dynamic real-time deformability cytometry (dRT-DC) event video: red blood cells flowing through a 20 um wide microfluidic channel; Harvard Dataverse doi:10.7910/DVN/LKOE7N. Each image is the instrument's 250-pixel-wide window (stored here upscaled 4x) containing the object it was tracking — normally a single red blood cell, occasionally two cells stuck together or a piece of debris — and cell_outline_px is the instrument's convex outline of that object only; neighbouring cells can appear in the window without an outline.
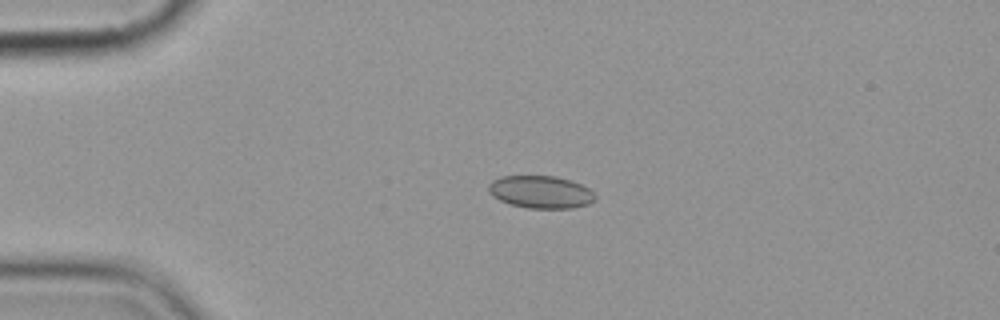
{"species": "common noctule bat (a hibernating species)", "species_latin": "Nyctalus noctula", "temperature_condition": "cold", "stored_images_in_passage": 5, "camera_frame_rate_fps": 3000, "um_per_image_px": 0.085, "animal": {"sex": "female", "body_mass_g": 19.9}, "frame": {"image": 1, "passage_image": 4, "time_ms": 4.333, "image_size_px": [1000, 320], "cell_outline_px": [[596, 200], [588, 204], [572, 208], [528, 208], [508, 204], [492, 196], [488, 192], [488, 184], [492, 180], [500, 176], [556, 176], [580, 184], [588, 188], [596, 196]], "centroid_in_image_um": [45.92, 16.32], "position_along_channel_um": 39.1, "area_um2": 20.29}}